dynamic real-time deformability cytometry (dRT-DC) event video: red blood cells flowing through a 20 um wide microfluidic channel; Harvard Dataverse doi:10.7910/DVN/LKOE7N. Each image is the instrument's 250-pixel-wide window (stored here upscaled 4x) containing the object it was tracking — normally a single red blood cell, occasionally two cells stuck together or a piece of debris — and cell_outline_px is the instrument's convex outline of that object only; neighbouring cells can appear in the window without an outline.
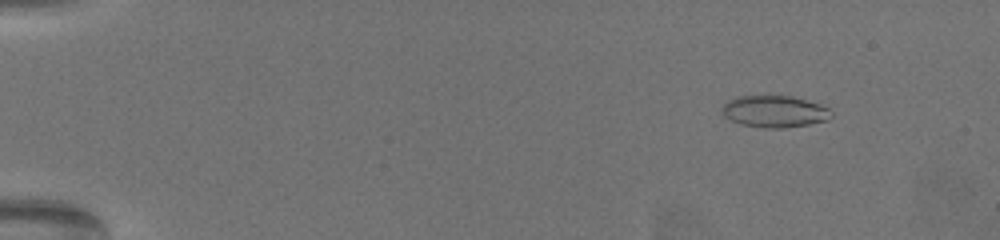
{"species": "common noctule bat (a hibernating species)", "species_latin": "Nyctalus noctula", "temperature_condition": "warm", "stored_images_in_passage": 64, "camera_frame_rate_fps": 3000, "um_per_image_px": 0.085, "animal": {"sex": "female", "body_mass_g": 19.5, "forearm_length_mm": 54.1}, "frame": {"image": 1, "passage_image": 7, "time_ms": 2.0, "image_size_px": [1000, 240], "cell_outline_px": [[832, 116], [828, 120], [808, 124], [784, 128], [764, 128], [740, 124], [724, 116], [720, 112], [720, 108], [728, 100], [736, 96], [792, 96], [820, 104], [828, 108], [832, 112]], "centroid_in_image_um": [65.81, 9.47], "position_along_channel_um": 19.2, "area_um2": 20.35}}
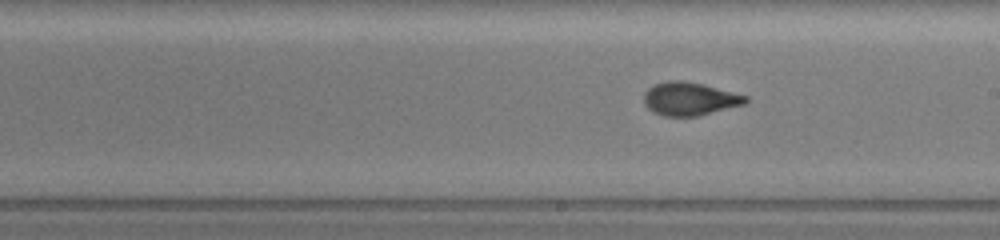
{"frame": {"image": 2, "passage_image": 38, "time_ms": 12.333, "image_size_px": [1000, 240], "cell_outline_px": [[748, 100], [744, 104], [696, 116], [664, 116], [652, 112], [644, 104], [644, 92], [648, 88], [656, 84], [668, 80], [680, 80], [704, 84], [748, 96]], "centroid_in_image_um": [58.59, 8.39], "position_along_channel_um": 230.4, "area_um2": 19.59}}
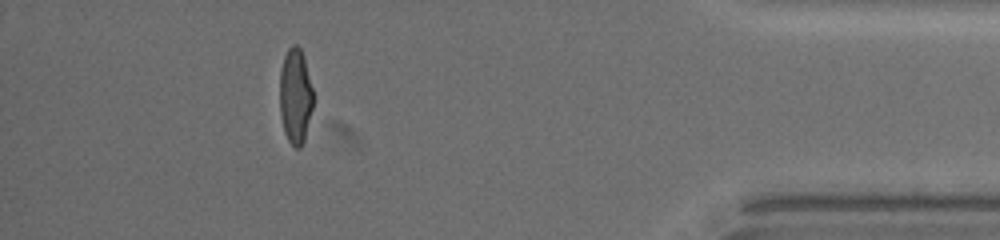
{"frame": {"image": 3, "passage_image": 58, "time_ms": 19.0, "image_size_px": [1000, 240], "cell_outline_px": [[312, 108], [304, 140], [300, 148], [296, 148], [288, 140], [284, 132], [280, 116], [280, 72], [284, 56], [288, 48], [292, 44], [296, 44], [300, 48], [304, 56], [312, 88]], "centroid_in_image_um": [25.09, 8.15], "position_along_channel_um": 410.1, "area_um2": 18.5}, "authors_computed_cell_mechanics": {"area_um2": 19.5075, "velocity_mm_per_s": 3.3457, "shape_relaxation_time_tau1_ms": 8.1827, "shape_relaxation_time_tau2_ms": 0.9785, "deformation_change_tau1": 0.2381, "deformation_change_tau2": 0.0663}}